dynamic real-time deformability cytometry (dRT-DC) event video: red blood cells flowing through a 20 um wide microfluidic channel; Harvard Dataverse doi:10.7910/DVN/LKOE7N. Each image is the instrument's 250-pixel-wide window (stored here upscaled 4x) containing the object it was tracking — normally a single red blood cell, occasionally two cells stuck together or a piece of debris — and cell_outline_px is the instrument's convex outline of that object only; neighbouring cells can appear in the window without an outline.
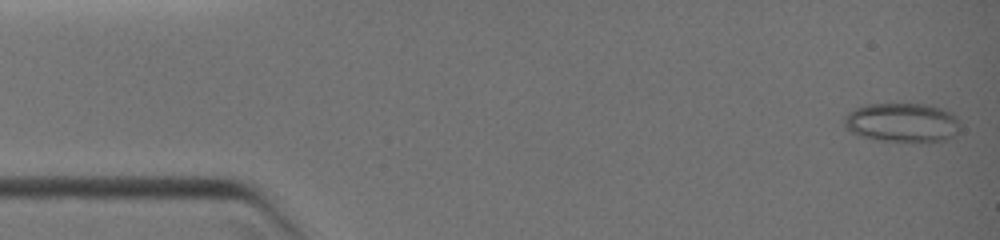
{"species": "common noctule bat (a hibernating species)", "species_latin": "Nyctalus noctula", "temperature_condition": "warm", "stored_images_in_passage": 6, "camera_frame_rate_fps": 3000, "um_per_image_px": 0.085, "animal": {"sex": "female", "body_mass_g": 19.0, "forearm_length_mm": 51.5}, "frame": {"image": 1, "passage_image": 1, "time_ms": 0.0, "image_size_px": [1000, 240], "cell_outline_px": [[956, 132], [952, 136], [944, 140], [884, 140], [860, 136], [852, 132], [844, 124], [844, 120], [848, 112], [856, 108], [868, 104], [928, 104], [952, 112], [956, 116]], "centroid_in_image_um": [76.65, 10.38], "position_along_channel_um": 8.4, "area_um2": 25.61}}